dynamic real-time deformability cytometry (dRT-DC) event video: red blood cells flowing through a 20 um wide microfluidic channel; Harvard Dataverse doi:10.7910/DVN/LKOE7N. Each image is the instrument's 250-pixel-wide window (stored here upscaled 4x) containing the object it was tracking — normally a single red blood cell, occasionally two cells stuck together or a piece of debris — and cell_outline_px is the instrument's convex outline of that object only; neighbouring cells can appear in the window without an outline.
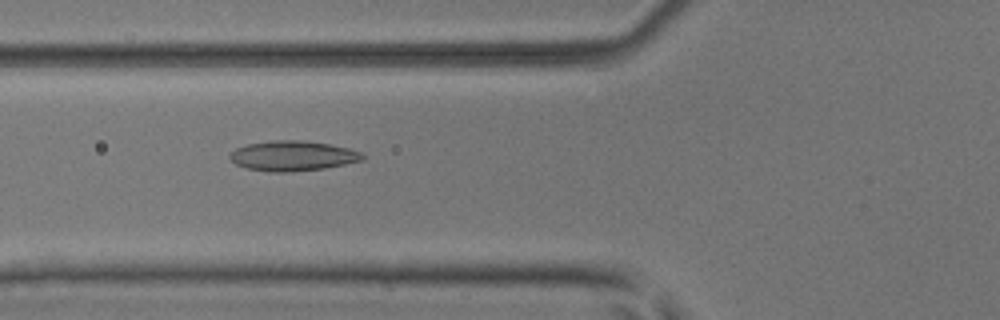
{"species": "common noctule bat (a hibernating species)", "species_latin": "Nyctalus noctula", "temperature_condition": "room temperature", "stored_images_in_passage": 52, "camera_frame_rate_fps": 3000, "um_per_image_px": 0.085, "animal": {"sex": "male", "body_mass_g": 17.9, "forearm_length_mm": 54.2}, "frame": {"image": 1, "passage_image": 20, "time_ms": 6.333, "image_size_px": [1000, 320], "cell_outline_px": [[364, 160], [324, 168], [288, 172], [268, 172], [248, 168], [236, 164], [228, 156], [236, 148], [248, 144], [272, 140], [300, 140], [328, 144], [348, 148], [360, 152], [364, 156]], "centroid_in_image_um": [24.87, 13.25], "position_along_channel_um": 100.9, "area_um2": 23.0}}
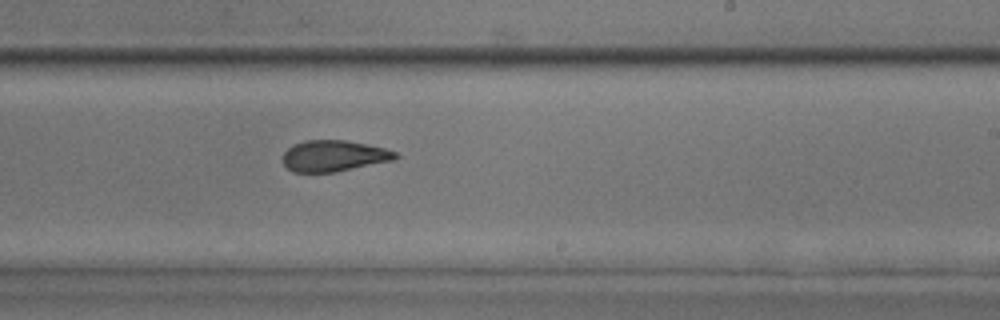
{"frame": {"image": 2, "passage_image": 32, "time_ms": 10.333, "image_size_px": [1000, 320], "cell_outline_px": [[400, 156], [396, 160], [336, 172], [292, 172], [284, 164], [284, 152], [292, 144], [304, 140], [344, 140], [368, 144], [384, 148], [396, 152]], "centroid_in_image_um": [28.41, 13.25], "position_along_channel_um": 260.6, "area_um2": 20.63}}
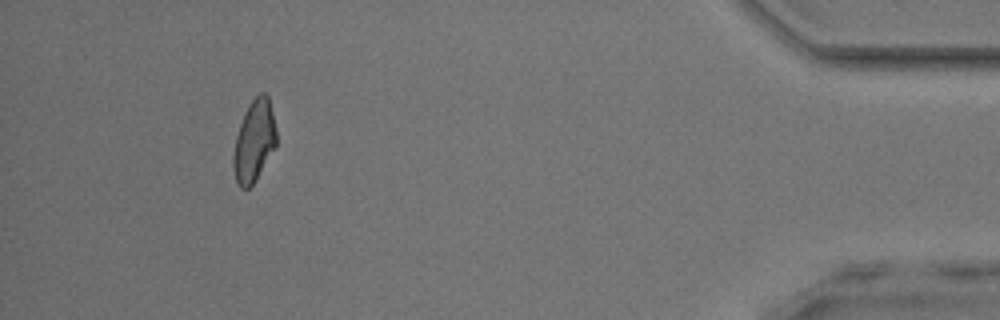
{"frame": {"image": 3, "passage_image": 48, "time_ms": 15.667, "image_size_px": [1000, 320], "cell_outline_px": [[276, 148], [252, 184], [248, 188], [240, 188], [236, 180], [232, 164], [232, 156], [236, 136], [244, 112], [252, 100], [260, 92], [264, 92], [268, 96], [276, 128]], "centroid_in_image_um": [21.6, 11.98], "position_along_channel_um": 413.6, "area_um2": 20.4}, "authors_computed_cell_mechanics": {"area_um2": 21.5016, "velocity_mm_per_s": 4.0083, "shape_relaxation_time_tau1_ms": null, "shape_relaxation_time_tau2_ms": 2.5893, "deformation_change_tau1": null, "deformation_change_tau2": 0.0925}}